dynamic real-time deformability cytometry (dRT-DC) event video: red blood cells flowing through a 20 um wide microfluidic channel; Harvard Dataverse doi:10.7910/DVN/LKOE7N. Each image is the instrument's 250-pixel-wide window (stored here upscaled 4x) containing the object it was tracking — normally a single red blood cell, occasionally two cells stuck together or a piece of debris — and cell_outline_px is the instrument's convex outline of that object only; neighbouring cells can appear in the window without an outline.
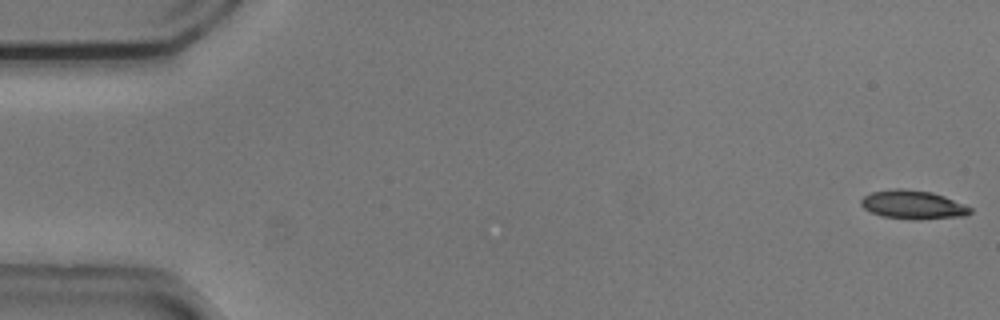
{"species": "common noctule bat (a hibernating species)", "species_latin": "Nyctalus noctula", "temperature_condition": "cold", "stored_images_in_passage": 38, "camera_frame_rate_fps": 3000, "um_per_image_px": 0.085, "animal": {"sex": "male", "body_mass_g": 20.5, "forearm_length_mm": 52.5}, "frame": {"image": 1, "passage_image": 1, "time_ms": 0.0, "image_size_px": [1000, 320], "cell_outline_px": [[972, 212], [964, 216], [884, 216], [872, 212], [864, 208], [860, 204], [860, 200], [864, 196], [872, 192], [896, 188], [900, 188], [932, 192], [944, 196], [964, 204], [972, 208]], "centroid_in_image_um": [77.57, 17.32], "position_along_channel_um": 7.4, "area_um2": 16.99}}